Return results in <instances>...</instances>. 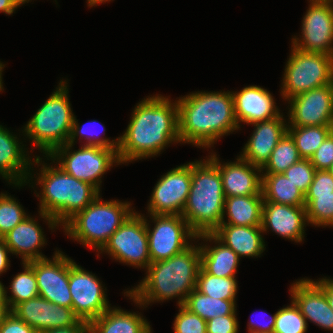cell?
<instances>
[{"label":"cell","instance_id":"d6986e66","mask_svg":"<svg viewBox=\"0 0 333 333\" xmlns=\"http://www.w3.org/2000/svg\"><path fill=\"white\" fill-rule=\"evenodd\" d=\"M291 300L299 308L305 320L321 328L333 331V310L330 308L323 289L311 279H299L292 284Z\"/></svg>","mask_w":333,"mask_h":333},{"label":"cell","instance_id":"8fae6325","mask_svg":"<svg viewBox=\"0 0 333 333\" xmlns=\"http://www.w3.org/2000/svg\"><path fill=\"white\" fill-rule=\"evenodd\" d=\"M150 216L155 223L153 229L150 230L147 219L145 222L151 263L171 258L191 245L188 239L196 240L197 235L181 215Z\"/></svg>","mask_w":333,"mask_h":333},{"label":"cell","instance_id":"ee69618b","mask_svg":"<svg viewBox=\"0 0 333 333\" xmlns=\"http://www.w3.org/2000/svg\"><path fill=\"white\" fill-rule=\"evenodd\" d=\"M276 313L270 317L269 321L264 323H255L254 321L248 322L249 333H273L275 327Z\"/></svg>","mask_w":333,"mask_h":333},{"label":"cell","instance_id":"4316f807","mask_svg":"<svg viewBox=\"0 0 333 333\" xmlns=\"http://www.w3.org/2000/svg\"><path fill=\"white\" fill-rule=\"evenodd\" d=\"M203 241H213L214 247L201 245V267L209 274L217 277H236L237 267L241 258L224 243H222L213 233L200 234L196 239Z\"/></svg>","mask_w":333,"mask_h":333},{"label":"cell","instance_id":"db71d44e","mask_svg":"<svg viewBox=\"0 0 333 333\" xmlns=\"http://www.w3.org/2000/svg\"><path fill=\"white\" fill-rule=\"evenodd\" d=\"M311 1L327 2V3H332L333 4V0H311Z\"/></svg>","mask_w":333,"mask_h":333},{"label":"cell","instance_id":"83f0119b","mask_svg":"<svg viewBox=\"0 0 333 333\" xmlns=\"http://www.w3.org/2000/svg\"><path fill=\"white\" fill-rule=\"evenodd\" d=\"M151 327L145 318L135 312L119 307H110L89 323V333H150Z\"/></svg>","mask_w":333,"mask_h":333},{"label":"cell","instance_id":"4fadbf2b","mask_svg":"<svg viewBox=\"0 0 333 333\" xmlns=\"http://www.w3.org/2000/svg\"><path fill=\"white\" fill-rule=\"evenodd\" d=\"M191 186V162L171 169L156 183L148 203L152 215H182Z\"/></svg>","mask_w":333,"mask_h":333},{"label":"cell","instance_id":"f907efd6","mask_svg":"<svg viewBox=\"0 0 333 333\" xmlns=\"http://www.w3.org/2000/svg\"><path fill=\"white\" fill-rule=\"evenodd\" d=\"M88 2V6L89 7H92V6H97V4H99V3H103V2H109V1H111V0H87Z\"/></svg>","mask_w":333,"mask_h":333},{"label":"cell","instance_id":"9a60e30c","mask_svg":"<svg viewBox=\"0 0 333 333\" xmlns=\"http://www.w3.org/2000/svg\"><path fill=\"white\" fill-rule=\"evenodd\" d=\"M28 263L34 269L39 296L56 305L72 308L69 289V258L58 250L52 260L43 258Z\"/></svg>","mask_w":333,"mask_h":333},{"label":"cell","instance_id":"7bdbcfd3","mask_svg":"<svg viewBox=\"0 0 333 333\" xmlns=\"http://www.w3.org/2000/svg\"><path fill=\"white\" fill-rule=\"evenodd\" d=\"M0 333H38L33 327L10 313L0 325Z\"/></svg>","mask_w":333,"mask_h":333},{"label":"cell","instance_id":"f5cc1de1","mask_svg":"<svg viewBox=\"0 0 333 333\" xmlns=\"http://www.w3.org/2000/svg\"><path fill=\"white\" fill-rule=\"evenodd\" d=\"M3 69H4V64L0 62V91L4 90L3 89V82H2Z\"/></svg>","mask_w":333,"mask_h":333},{"label":"cell","instance_id":"5bb4252c","mask_svg":"<svg viewBox=\"0 0 333 333\" xmlns=\"http://www.w3.org/2000/svg\"><path fill=\"white\" fill-rule=\"evenodd\" d=\"M301 39L293 37L292 46L305 52L333 56V4L311 1L302 19Z\"/></svg>","mask_w":333,"mask_h":333},{"label":"cell","instance_id":"b9f144b4","mask_svg":"<svg viewBox=\"0 0 333 333\" xmlns=\"http://www.w3.org/2000/svg\"><path fill=\"white\" fill-rule=\"evenodd\" d=\"M237 315L217 316L206 321L207 333H238Z\"/></svg>","mask_w":333,"mask_h":333},{"label":"cell","instance_id":"d590c367","mask_svg":"<svg viewBox=\"0 0 333 333\" xmlns=\"http://www.w3.org/2000/svg\"><path fill=\"white\" fill-rule=\"evenodd\" d=\"M307 325L305 317L292 301L291 305L283 307L276 312L273 333H306Z\"/></svg>","mask_w":333,"mask_h":333},{"label":"cell","instance_id":"f1b7e54d","mask_svg":"<svg viewBox=\"0 0 333 333\" xmlns=\"http://www.w3.org/2000/svg\"><path fill=\"white\" fill-rule=\"evenodd\" d=\"M263 203L262 195L225 197L223 216L227 214L228 222L221 224L261 226Z\"/></svg>","mask_w":333,"mask_h":333},{"label":"cell","instance_id":"d6a6232c","mask_svg":"<svg viewBox=\"0 0 333 333\" xmlns=\"http://www.w3.org/2000/svg\"><path fill=\"white\" fill-rule=\"evenodd\" d=\"M235 278L217 277L207 273L200 267L196 281V290L212 298L235 300L238 288Z\"/></svg>","mask_w":333,"mask_h":333},{"label":"cell","instance_id":"52a82bcc","mask_svg":"<svg viewBox=\"0 0 333 333\" xmlns=\"http://www.w3.org/2000/svg\"><path fill=\"white\" fill-rule=\"evenodd\" d=\"M67 82L58 88L24 126V134L38 150L49 156L56 148L68 143L74 114L68 96Z\"/></svg>","mask_w":333,"mask_h":333},{"label":"cell","instance_id":"8d00e7d4","mask_svg":"<svg viewBox=\"0 0 333 333\" xmlns=\"http://www.w3.org/2000/svg\"><path fill=\"white\" fill-rule=\"evenodd\" d=\"M28 214L16 202V198L6 193L0 194V239L22 222Z\"/></svg>","mask_w":333,"mask_h":333},{"label":"cell","instance_id":"7c38bea8","mask_svg":"<svg viewBox=\"0 0 333 333\" xmlns=\"http://www.w3.org/2000/svg\"><path fill=\"white\" fill-rule=\"evenodd\" d=\"M99 278L69 258V289L72 309L80 320L90 323L109 308V301Z\"/></svg>","mask_w":333,"mask_h":333},{"label":"cell","instance_id":"836d02e7","mask_svg":"<svg viewBox=\"0 0 333 333\" xmlns=\"http://www.w3.org/2000/svg\"><path fill=\"white\" fill-rule=\"evenodd\" d=\"M302 159L294 139L287 132L271 152L269 160L261 168L262 174L285 172L290 166ZM264 171V172H263Z\"/></svg>","mask_w":333,"mask_h":333},{"label":"cell","instance_id":"3957f363","mask_svg":"<svg viewBox=\"0 0 333 333\" xmlns=\"http://www.w3.org/2000/svg\"><path fill=\"white\" fill-rule=\"evenodd\" d=\"M200 267V246L190 245L167 260L151 263L146 277L124 294L141 307L176 297L178 306L184 305L187 296L196 289Z\"/></svg>","mask_w":333,"mask_h":333},{"label":"cell","instance_id":"484cf974","mask_svg":"<svg viewBox=\"0 0 333 333\" xmlns=\"http://www.w3.org/2000/svg\"><path fill=\"white\" fill-rule=\"evenodd\" d=\"M261 226L220 224L213 234L240 257H258L265 250Z\"/></svg>","mask_w":333,"mask_h":333},{"label":"cell","instance_id":"cb8c5ba5","mask_svg":"<svg viewBox=\"0 0 333 333\" xmlns=\"http://www.w3.org/2000/svg\"><path fill=\"white\" fill-rule=\"evenodd\" d=\"M308 224L333 226V176L328 170H316L305 194Z\"/></svg>","mask_w":333,"mask_h":333},{"label":"cell","instance_id":"ba28073f","mask_svg":"<svg viewBox=\"0 0 333 333\" xmlns=\"http://www.w3.org/2000/svg\"><path fill=\"white\" fill-rule=\"evenodd\" d=\"M284 69L282 97L288 99L333 83V56L319 52H305L296 47Z\"/></svg>","mask_w":333,"mask_h":333},{"label":"cell","instance_id":"30bf717a","mask_svg":"<svg viewBox=\"0 0 333 333\" xmlns=\"http://www.w3.org/2000/svg\"><path fill=\"white\" fill-rule=\"evenodd\" d=\"M100 251L120 263L147 269L151 259L145 217L133 212Z\"/></svg>","mask_w":333,"mask_h":333},{"label":"cell","instance_id":"e0dca14e","mask_svg":"<svg viewBox=\"0 0 333 333\" xmlns=\"http://www.w3.org/2000/svg\"><path fill=\"white\" fill-rule=\"evenodd\" d=\"M11 312L37 332L71 327L81 321L72 308L56 305L41 296L17 304Z\"/></svg>","mask_w":333,"mask_h":333},{"label":"cell","instance_id":"816d5d0a","mask_svg":"<svg viewBox=\"0 0 333 333\" xmlns=\"http://www.w3.org/2000/svg\"><path fill=\"white\" fill-rule=\"evenodd\" d=\"M5 290H6V288L0 281V301H7L5 298Z\"/></svg>","mask_w":333,"mask_h":333},{"label":"cell","instance_id":"44dd1931","mask_svg":"<svg viewBox=\"0 0 333 333\" xmlns=\"http://www.w3.org/2000/svg\"><path fill=\"white\" fill-rule=\"evenodd\" d=\"M306 222L308 223L305 206L263 203L261 223L263 232L271 229L277 235L298 243L304 240Z\"/></svg>","mask_w":333,"mask_h":333},{"label":"cell","instance_id":"681fc988","mask_svg":"<svg viewBox=\"0 0 333 333\" xmlns=\"http://www.w3.org/2000/svg\"><path fill=\"white\" fill-rule=\"evenodd\" d=\"M10 313L11 309L8 305V301H0V325Z\"/></svg>","mask_w":333,"mask_h":333},{"label":"cell","instance_id":"74e56055","mask_svg":"<svg viewBox=\"0 0 333 333\" xmlns=\"http://www.w3.org/2000/svg\"><path fill=\"white\" fill-rule=\"evenodd\" d=\"M315 167L309 159H300L283 174L305 195L313 181Z\"/></svg>","mask_w":333,"mask_h":333},{"label":"cell","instance_id":"f35d334b","mask_svg":"<svg viewBox=\"0 0 333 333\" xmlns=\"http://www.w3.org/2000/svg\"><path fill=\"white\" fill-rule=\"evenodd\" d=\"M98 121L93 120L90 121V125L93 123L96 124ZM92 125V126H93ZM80 125L78 124V120L76 119V117H74V121H73V125H72V130H71V135L69 138L68 143L74 145V142L76 140V138L78 136L79 139L83 138L87 140L86 143H84L85 145H91V146H101V147H105V148H118L119 147V137L115 140H110L109 138H100L97 136V134L93 133L92 130L88 129V125H84L82 127H79ZM102 131L105 132V127L102 126ZM92 132V133H91ZM90 133V134H89Z\"/></svg>","mask_w":333,"mask_h":333},{"label":"cell","instance_id":"60d3db41","mask_svg":"<svg viewBox=\"0 0 333 333\" xmlns=\"http://www.w3.org/2000/svg\"><path fill=\"white\" fill-rule=\"evenodd\" d=\"M316 170H328L333 164V131L309 159Z\"/></svg>","mask_w":333,"mask_h":333},{"label":"cell","instance_id":"bcb514c9","mask_svg":"<svg viewBox=\"0 0 333 333\" xmlns=\"http://www.w3.org/2000/svg\"><path fill=\"white\" fill-rule=\"evenodd\" d=\"M324 291L326 300L333 310V279L322 278L318 281H315Z\"/></svg>","mask_w":333,"mask_h":333},{"label":"cell","instance_id":"5b68a950","mask_svg":"<svg viewBox=\"0 0 333 333\" xmlns=\"http://www.w3.org/2000/svg\"><path fill=\"white\" fill-rule=\"evenodd\" d=\"M204 160L191 162L190 192L181 215L197 236L213 233L225 218L220 171L210 157Z\"/></svg>","mask_w":333,"mask_h":333},{"label":"cell","instance_id":"ffe728a7","mask_svg":"<svg viewBox=\"0 0 333 333\" xmlns=\"http://www.w3.org/2000/svg\"><path fill=\"white\" fill-rule=\"evenodd\" d=\"M285 122L280 113L272 119L253 123L255 130L239 156L252 165L262 168L277 143L288 132V125Z\"/></svg>","mask_w":333,"mask_h":333},{"label":"cell","instance_id":"ac0fdd59","mask_svg":"<svg viewBox=\"0 0 333 333\" xmlns=\"http://www.w3.org/2000/svg\"><path fill=\"white\" fill-rule=\"evenodd\" d=\"M211 154L209 157L217 164L222 177L225 197L262 195V171L260 167L252 165L240 156L235 162L221 164L216 153Z\"/></svg>","mask_w":333,"mask_h":333},{"label":"cell","instance_id":"e575fe53","mask_svg":"<svg viewBox=\"0 0 333 333\" xmlns=\"http://www.w3.org/2000/svg\"><path fill=\"white\" fill-rule=\"evenodd\" d=\"M22 264L24 271L14 276L10 283L11 296H7V290H5V298L11 310L21 302L39 296L34 269L28 262Z\"/></svg>","mask_w":333,"mask_h":333},{"label":"cell","instance_id":"f6af8a7d","mask_svg":"<svg viewBox=\"0 0 333 333\" xmlns=\"http://www.w3.org/2000/svg\"><path fill=\"white\" fill-rule=\"evenodd\" d=\"M38 333H89V323L81 320L78 324L71 327L43 330Z\"/></svg>","mask_w":333,"mask_h":333},{"label":"cell","instance_id":"9f6ffc18","mask_svg":"<svg viewBox=\"0 0 333 333\" xmlns=\"http://www.w3.org/2000/svg\"><path fill=\"white\" fill-rule=\"evenodd\" d=\"M20 1L24 4V3H26V2L28 3V2L31 1V0H20Z\"/></svg>","mask_w":333,"mask_h":333},{"label":"cell","instance_id":"7dc6e473","mask_svg":"<svg viewBox=\"0 0 333 333\" xmlns=\"http://www.w3.org/2000/svg\"><path fill=\"white\" fill-rule=\"evenodd\" d=\"M8 253H11L10 249L6 246L4 241L0 239V274L7 272L6 270L10 266Z\"/></svg>","mask_w":333,"mask_h":333},{"label":"cell","instance_id":"277c9868","mask_svg":"<svg viewBox=\"0 0 333 333\" xmlns=\"http://www.w3.org/2000/svg\"><path fill=\"white\" fill-rule=\"evenodd\" d=\"M31 162L42 165L36 182L41 185L42 192L36 196L40 197L39 215L52 230L63 226L100 195L94 186L74 178L61 167L46 166L40 156Z\"/></svg>","mask_w":333,"mask_h":333},{"label":"cell","instance_id":"11a10c76","mask_svg":"<svg viewBox=\"0 0 333 333\" xmlns=\"http://www.w3.org/2000/svg\"><path fill=\"white\" fill-rule=\"evenodd\" d=\"M328 171L331 173V175L333 176V164L330 166V168L328 169Z\"/></svg>","mask_w":333,"mask_h":333},{"label":"cell","instance_id":"7402d4cb","mask_svg":"<svg viewBox=\"0 0 333 333\" xmlns=\"http://www.w3.org/2000/svg\"><path fill=\"white\" fill-rule=\"evenodd\" d=\"M21 144L16 135L0 125V175L9 184L18 187L24 186L34 178L30 176L32 175L30 169L34 163L30 162L32 160Z\"/></svg>","mask_w":333,"mask_h":333},{"label":"cell","instance_id":"6da1fadb","mask_svg":"<svg viewBox=\"0 0 333 333\" xmlns=\"http://www.w3.org/2000/svg\"><path fill=\"white\" fill-rule=\"evenodd\" d=\"M119 137L120 163L154 157L172 142H181L178 131L177 101L154 95L140 101L132 111L130 123Z\"/></svg>","mask_w":333,"mask_h":333},{"label":"cell","instance_id":"7a4b0ae2","mask_svg":"<svg viewBox=\"0 0 333 333\" xmlns=\"http://www.w3.org/2000/svg\"><path fill=\"white\" fill-rule=\"evenodd\" d=\"M179 139L209 148L238 130L232 92H194L177 100Z\"/></svg>","mask_w":333,"mask_h":333},{"label":"cell","instance_id":"1f68e13d","mask_svg":"<svg viewBox=\"0 0 333 333\" xmlns=\"http://www.w3.org/2000/svg\"><path fill=\"white\" fill-rule=\"evenodd\" d=\"M332 131L333 125L288 127V133L294 139L303 159H310Z\"/></svg>","mask_w":333,"mask_h":333},{"label":"cell","instance_id":"2e32d148","mask_svg":"<svg viewBox=\"0 0 333 333\" xmlns=\"http://www.w3.org/2000/svg\"><path fill=\"white\" fill-rule=\"evenodd\" d=\"M288 100V127L333 125V83Z\"/></svg>","mask_w":333,"mask_h":333},{"label":"cell","instance_id":"4dcf8cb0","mask_svg":"<svg viewBox=\"0 0 333 333\" xmlns=\"http://www.w3.org/2000/svg\"><path fill=\"white\" fill-rule=\"evenodd\" d=\"M236 300L212 298L194 289L186 298L184 307L205 321L217 316L236 315Z\"/></svg>","mask_w":333,"mask_h":333},{"label":"cell","instance_id":"ab89813d","mask_svg":"<svg viewBox=\"0 0 333 333\" xmlns=\"http://www.w3.org/2000/svg\"><path fill=\"white\" fill-rule=\"evenodd\" d=\"M179 308L173 324L174 333H207L206 321L203 318L191 313L183 305Z\"/></svg>","mask_w":333,"mask_h":333},{"label":"cell","instance_id":"c3c4849f","mask_svg":"<svg viewBox=\"0 0 333 333\" xmlns=\"http://www.w3.org/2000/svg\"><path fill=\"white\" fill-rule=\"evenodd\" d=\"M23 5L20 0H0V12L6 15H12L17 7Z\"/></svg>","mask_w":333,"mask_h":333},{"label":"cell","instance_id":"9c48e42d","mask_svg":"<svg viewBox=\"0 0 333 333\" xmlns=\"http://www.w3.org/2000/svg\"><path fill=\"white\" fill-rule=\"evenodd\" d=\"M72 144L56 148L49 156L58 166L74 178L94 186L100 192L101 177L114 164H120L118 148L82 145L72 152ZM71 150V152H70Z\"/></svg>","mask_w":333,"mask_h":333},{"label":"cell","instance_id":"8992f818","mask_svg":"<svg viewBox=\"0 0 333 333\" xmlns=\"http://www.w3.org/2000/svg\"><path fill=\"white\" fill-rule=\"evenodd\" d=\"M130 206V202L119 200L103 202L99 195L63 225L64 232L99 253L111 235L134 212Z\"/></svg>","mask_w":333,"mask_h":333},{"label":"cell","instance_id":"603a6c76","mask_svg":"<svg viewBox=\"0 0 333 333\" xmlns=\"http://www.w3.org/2000/svg\"><path fill=\"white\" fill-rule=\"evenodd\" d=\"M235 117L240 122L253 124L272 119L280 114L275 105L274 97L267 89L251 85L244 87L239 92H232Z\"/></svg>","mask_w":333,"mask_h":333},{"label":"cell","instance_id":"d4e9b609","mask_svg":"<svg viewBox=\"0 0 333 333\" xmlns=\"http://www.w3.org/2000/svg\"><path fill=\"white\" fill-rule=\"evenodd\" d=\"M42 230L37 221L28 216L1 239L12 254L21 255L22 262L43 259L47 257L39 252L46 244Z\"/></svg>","mask_w":333,"mask_h":333},{"label":"cell","instance_id":"f546056e","mask_svg":"<svg viewBox=\"0 0 333 333\" xmlns=\"http://www.w3.org/2000/svg\"><path fill=\"white\" fill-rule=\"evenodd\" d=\"M261 193L264 202L305 206V195L283 173L262 174Z\"/></svg>","mask_w":333,"mask_h":333}]
</instances>
